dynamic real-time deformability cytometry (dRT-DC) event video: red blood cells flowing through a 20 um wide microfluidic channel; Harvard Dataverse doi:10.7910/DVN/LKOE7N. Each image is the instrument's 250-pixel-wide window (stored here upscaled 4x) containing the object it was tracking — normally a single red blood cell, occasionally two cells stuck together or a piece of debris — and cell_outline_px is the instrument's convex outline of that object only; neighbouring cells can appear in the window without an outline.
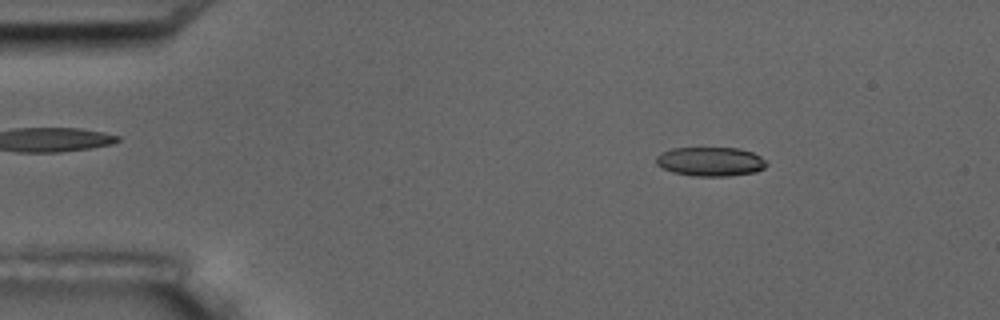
{"species": "common noctule bat (a hibernating species)", "species_latin": "Nyctalus noctula", "temperature_condition": "room temperature", "stored_images_in_passage": 4, "camera_frame_rate_fps": 3000, "um_per_image_px": 0.085, "animal": {"sex": "male", "body_mass_g": 17.5, "forearm_length_mm": 52.3}, "frame": {"image": 1, "passage_image": 1, "time_ms": 0.0, "image_size_px": [1000, 320], "cell_outline_px": [[768, 164], [764, 168], [756, 172], [728, 176], [692, 176], [672, 172], [660, 168], [656, 164], [656, 156], [660, 152], [672, 148], [740, 148], [752, 152], [760, 156]], "centroid_in_image_um": [60.35, 13.73], "position_along_channel_um": 24.6, "area_um2": 18.96}}
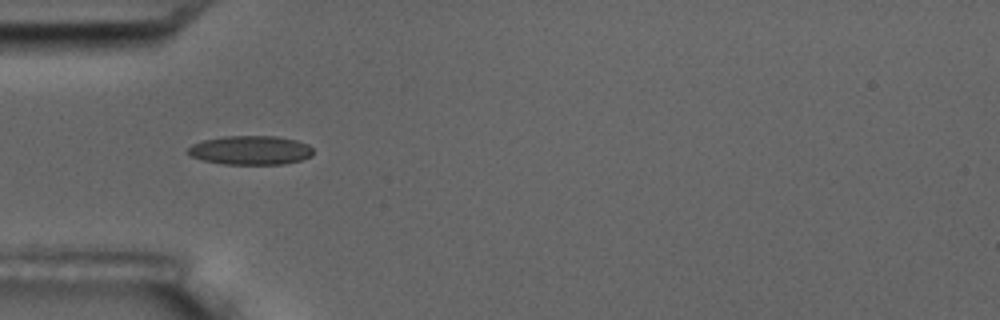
{"frame": {"image": 2, "passage_image": 3, "time_ms": 3.0, "image_size_px": [1000, 320], "cell_outline_px": [[312, 156], [300, 160], [284, 164], [224, 164], [204, 160], [192, 156], [184, 152], [192, 144], [204, 140], [224, 136], [276, 136], [296, 140], [308, 144], [312, 148]], "centroid_in_image_um": [21.29, 12.76], "position_along_channel_um": 63.7, "area_um2": 21.15}}